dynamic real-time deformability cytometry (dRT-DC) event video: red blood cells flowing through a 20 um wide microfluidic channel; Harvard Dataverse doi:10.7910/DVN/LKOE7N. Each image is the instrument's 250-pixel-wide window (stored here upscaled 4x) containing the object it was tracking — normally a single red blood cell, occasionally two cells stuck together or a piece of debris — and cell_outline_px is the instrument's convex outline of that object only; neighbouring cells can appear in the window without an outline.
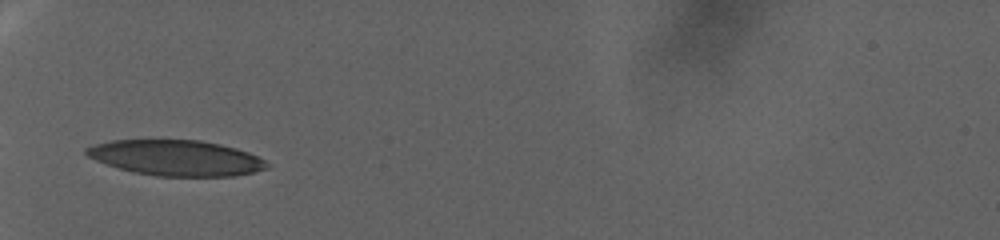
{"species": "human", "species_latin": "Homo sapiens", "temperature_condition": "warm", "stored_images_in_passage": 52, "camera_frame_rate_fps": 3000, "um_per_image_px": 0.085, "donor": {"sex": "female"}, "frame": {"image": 1, "passage_image": 1, "time_ms": 0.0, "image_size_px": [1000, 240], "cell_outline_px": [[272, 164], [268, 168], [256, 172], [232, 176], [156, 176], [136, 172], [120, 168], [96, 160], [88, 156], [84, 152], [84, 148], [96, 144], [112, 140], [200, 140], [220, 144], [236, 148], [248, 152]], "centroid_in_image_um": [15.01, 13.42], "position_along_channel_um": 70.0, "area_um2": 37.28}}
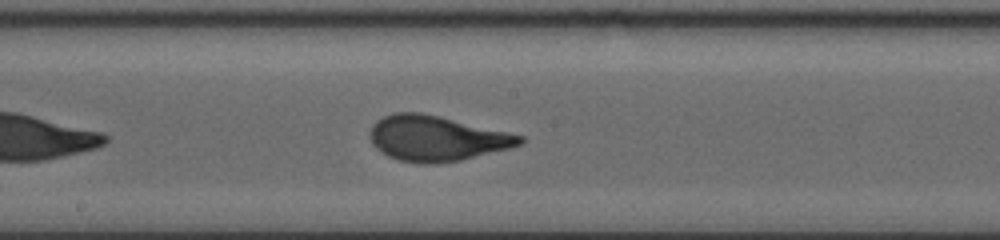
{"frame": {"image": 2, "passage_image": 20, "time_ms": 6.333, "image_size_px": [1000, 240], "cell_outline_px": [[524, 140], [520, 144], [508, 148], [460, 160], [436, 164], [424, 164], [400, 160], [388, 156], [380, 152], [372, 144], [368, 132], [372, 124], [376, 120], [392, 112], [420, 112], [440, 116], [508, 132], [524, 136]], "centroid_in_image_um": [37.04, 11.75], "position_along_channel_um": 211.2, "area_um2": 39.54}}
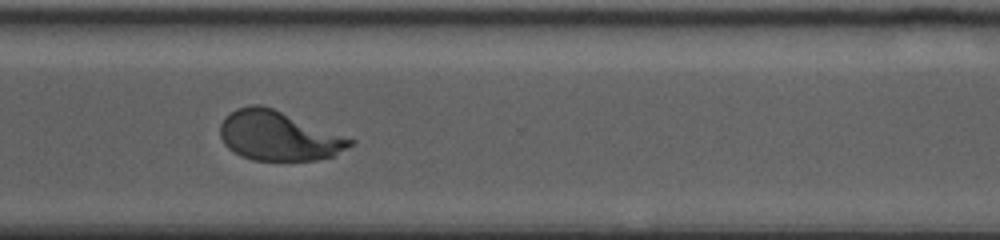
{"frame": {"image": 3, "passage_image": 37, "time_ms": 12.0, "image_size_px": [1000, 240], "cell_outline_px": [[356, 140], [352, 144], [332, 156], [316, 160], [252, 160], [240, 156], [228, 148], [224, 144], [220, 136], [220, 124], [224, 116], [236, 108], [252, 104], [260, 104], [272, 108]], "centroid_in_image_um": [23.61, 11.54], "position_along_channel_um": 347.0, "area_um2": 37.28}, "authors_computed_cell_mechanics": {"area_um2": 38.4948, "velocity_mm_per_s": 2.4008, "shape_relaxation_time_tau1_ms": 5.8793, "shape_relaxation_time_tau2_ms": null, "deformation_change_tau1": 0.2221, "deformation_change_tau2": null}}